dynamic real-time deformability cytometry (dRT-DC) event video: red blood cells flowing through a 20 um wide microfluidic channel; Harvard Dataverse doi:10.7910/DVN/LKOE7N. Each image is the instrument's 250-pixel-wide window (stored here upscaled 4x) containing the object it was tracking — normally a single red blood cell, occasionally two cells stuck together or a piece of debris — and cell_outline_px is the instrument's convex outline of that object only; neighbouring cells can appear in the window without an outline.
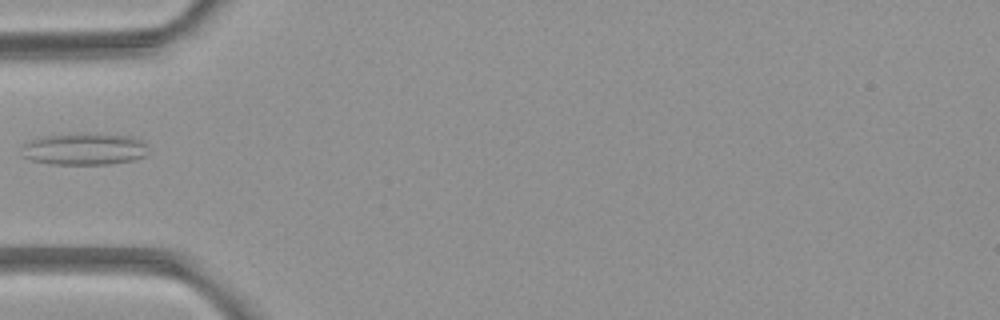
{"species": "common noctule bat (a hibernating species)", "species_latin": "Nyctalus noctula", "temperature_condition": "room temperature", "stored_images_in_passage": 5, "camera_frame_rate_fps": 3000, "um_per_image_px": 0.085, "animal": {"sex": "female", "body_mass_g": 21.9}, "frame": {"image": 1, "passage_image": 5, "time_ms": 4.333, "image_size_px": [1000, 320], "cell_outline_px": [[148, 152], [144, 156], [136, 160], [108, 164], [52, 164], [32, 160], [20, 156], [24, 144], [32, 140], [44, 136], [84, 132], [132, 136], [140, 140], [144, 144]], "centroid_in_image_um": [7.17, 12.66], "position_along_channel_um": 77.8, "area_um2": 23.76}}